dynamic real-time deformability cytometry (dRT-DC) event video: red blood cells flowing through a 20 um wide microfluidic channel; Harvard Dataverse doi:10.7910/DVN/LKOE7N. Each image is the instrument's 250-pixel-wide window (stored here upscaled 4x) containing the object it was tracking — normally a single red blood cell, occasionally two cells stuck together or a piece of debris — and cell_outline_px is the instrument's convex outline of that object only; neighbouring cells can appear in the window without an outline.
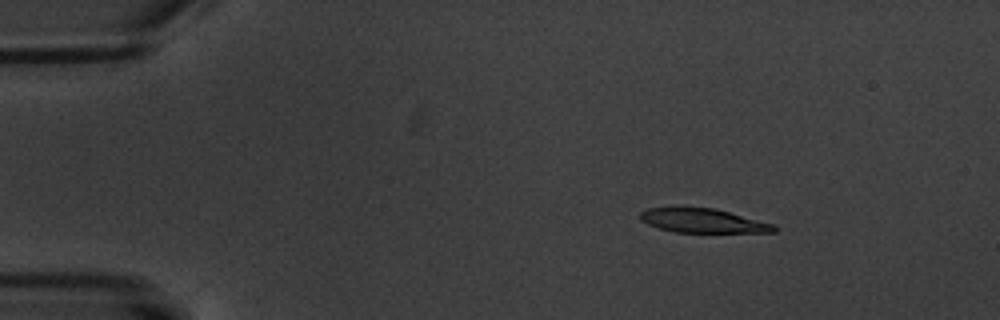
{"species": "common noctule bat (a hibernating species)", "species_latin": "Nyctalus noctula", "temperature_condition": "warm", "stored_images_in_passage": 8, "camera_frame_rate_fps": 3000, "um_per_image_px": 0.085, "animal": {"sex": "male", "body_mass_g": 20.1, "forearm_length_mm": 53.5}, "frame": {"image": 1, "passage_image": 2, "time_ms": 1.333, "image_size_px": [1000, 320], "cell_outline_px": [[780, 228], [776, 232], [676, 232], [660, 228], [648, 224], [640, 220], [640, 212], [648, 208], [676, 204], [716, 208], [776, 224]], "centroid_in_image_um": [59.74, 18.7], "position_along_channel_um": 25.3, "area_um2": 19.77}}
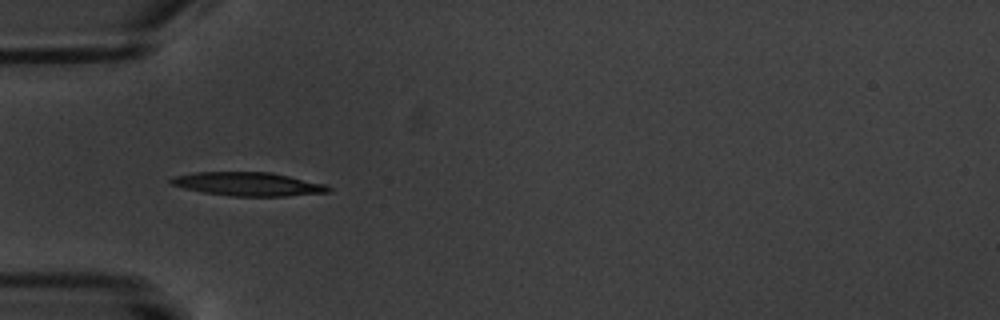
{"frame": {"image": 2, "passage_image": 5, "time_ms": 4.667, "image_size_px": [1000, 320], "cell_outline_px": [[332, 192], [284, 196], [232, 196], [204, 192], [184, 188], [172, 184], [168, 180], [172, 176], [192, 172], [272, 172], [324, 184], [332, 188]], "centroid_in_image_um": [21.08, 15.64], "position_along_channel_um": 63.9, "area_um2": 21.68}}